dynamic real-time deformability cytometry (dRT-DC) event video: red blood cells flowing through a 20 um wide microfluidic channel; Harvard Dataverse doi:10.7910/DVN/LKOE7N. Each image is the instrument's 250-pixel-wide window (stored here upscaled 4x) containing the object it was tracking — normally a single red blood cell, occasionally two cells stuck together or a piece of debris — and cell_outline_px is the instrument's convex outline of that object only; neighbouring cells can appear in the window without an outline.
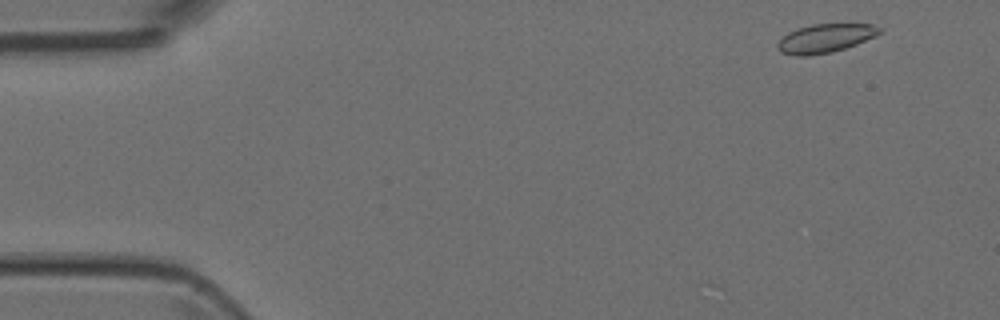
{"species": "Egyptian fruit bat (a non-hibernating species)", "species_latin": "Rousettus aegyptiacus", "temperature_condition": "room temperature", "stored_images_in_passage": 16, "camera_frame_rate_fps": 3000, "um_per_image_px": 0.085, "animal": {"sex": "female"}, "frame": {"image": 1, "passage_image": 1, "time_ms": 0.0, "image_size_px": [1000, 320], "cell_outline_px": [[880, 32], [876, 36], [856, 44], [832, 52], [808, 56], [792, 56], [780, 52], [776, 48], [776, 44], [788, 32], [812, 24], [872, 24], [880, 28]], "centroid_in_image_um": [70.1, 3.27], "position_along_channel_um": 14.9, "area_um2": 16.99}}
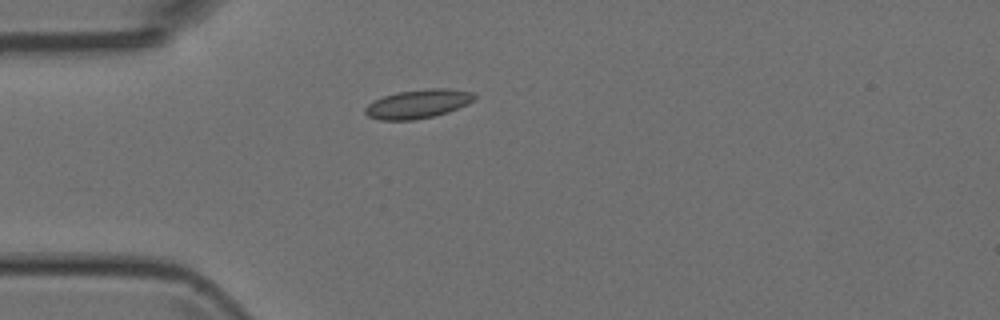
{"frame": {"image": 2, "passage_image": 11, "time_ms": 3.333, "image_size_px": [1000, 320], "cell_outline_px": [[476, 96], [468, 104], [448, 112], [432, 116], [412, 120], [380, 120], [368, 116], [364, 112], [364, 108], [368, 104], [384, 96], [396, 92], [428, 88], [448, 88], [472, 92]], "centroid_in_image_um": [35.52, 8.82], "position_along_channel_um": 49.5, "area_um2": 18.26}}
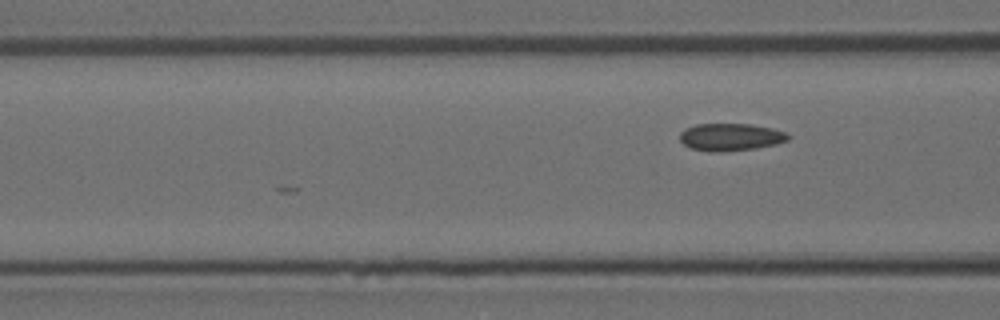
{"frame": {"image": 3, "passage_image": 16, "time_ms": 5.0, "image_size_px": [1000, 320], "cell_outline_px": [[792, 136], [788, 140], [776, 144], [756, 148], [720, 152], [716, 152], [692, 148], [684, 144], [680, 140], [680, 132], [684, 128], [696, 124], [748, 124], [772, 128], [784, 132]], "centroid_in_image_um": [62.1, 11.64], "position_along_channel_um": 104.5, "area_um2": 17.22}}